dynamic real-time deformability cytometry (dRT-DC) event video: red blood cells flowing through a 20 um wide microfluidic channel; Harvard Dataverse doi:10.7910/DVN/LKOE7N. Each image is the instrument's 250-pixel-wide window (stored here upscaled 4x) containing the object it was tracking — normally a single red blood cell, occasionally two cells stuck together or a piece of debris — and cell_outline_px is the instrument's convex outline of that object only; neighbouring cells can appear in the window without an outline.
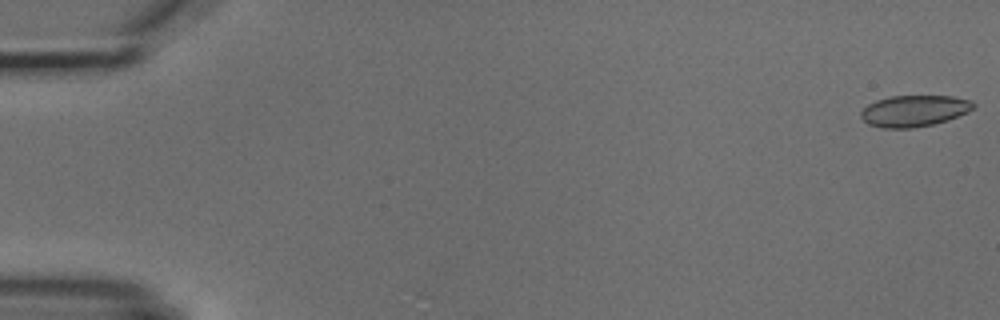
{"species": "common noctule bat (a hibernating species)", "species_latin": "Nyctalus noctula", "temperature_condition": "cold", "stored_images_in_passage": 5, "camera_frame_rate_fps": 3000, "um_per_image_px": 0.085, "animal": {"sex": "male", "body_mass_g": 18.8}, "frame": {"image": 1, "passage_image": 1, "time_ms": 0.0, "image_size_px": [1000, 320], "cell_outline_px": [[976, 104], [968, 112], [948, 120], [932, 124], [912, 128], [884, 128], [868, 124], [860, 116], [860, 112], [868, 104], [876, 100], [892, 96], [952, 96], [972, 100]], "centroid_in_image_um": [77.71, 9.42], "position_along_channel_um": 7.3, "area_um2": 20.52}}
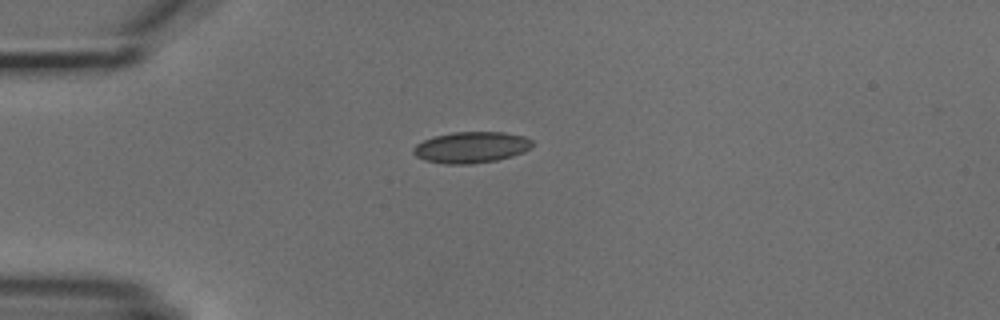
{"frame": {"image": 2, "passage_image": 4, "time_ms": 4.333, "image_size_px": [1000, 320], "cell_outline_px": [[536, 144], [532, 148], [524, 152], [512, 156], [496, 160], [472, 164], [444, 164], [424, 160], [416, 156], [412, 152], [412, 148], [416, 144], [424, 140], [436, 136], [452, 132], [504, 132], [524, 136], [532, 140]], "centroid_in_image_um": [40.08, 12.52], "position_along_channel_um": 44.9, "area_um2": 21.85}}